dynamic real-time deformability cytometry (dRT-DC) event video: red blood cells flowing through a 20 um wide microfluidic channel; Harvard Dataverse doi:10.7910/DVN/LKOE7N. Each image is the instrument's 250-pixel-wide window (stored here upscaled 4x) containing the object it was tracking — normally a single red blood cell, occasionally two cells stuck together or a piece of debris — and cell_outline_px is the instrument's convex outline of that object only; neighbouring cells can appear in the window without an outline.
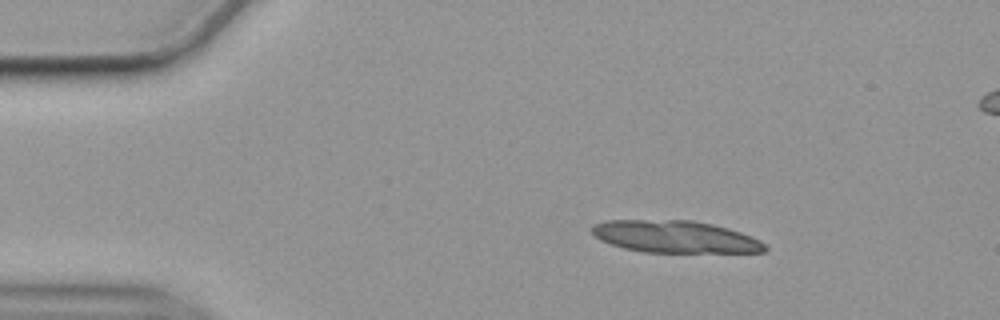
{"species": "common noctule bat (a hibernating species)", "species_latin": "Nyctalus noctula", "temperature_condition": "cold", "stored_images_in_passage": 50, "camera_frame_rate_fps": 3000, "um_per_image_px": 0.085, "animal": {"sex": "female", "body_mass_g": 19.9}, "frame": {"image": 1, "passage_image": 1, "time_ms": 0.0, "image_size_px": [1000, 320], "cell_outline_px": [[768, 248], [764, 252], [644, 252], [624, 248], [600, 240], [592, 232], [592, 224], [604, 220], [692, 220], [712, 224], [728, 228], [752, 236], [760, 240]], "centroid_in_image_um": [57.38, 20.11], "position_along_channel_um": 27.6, "area_um2": 32.37}}